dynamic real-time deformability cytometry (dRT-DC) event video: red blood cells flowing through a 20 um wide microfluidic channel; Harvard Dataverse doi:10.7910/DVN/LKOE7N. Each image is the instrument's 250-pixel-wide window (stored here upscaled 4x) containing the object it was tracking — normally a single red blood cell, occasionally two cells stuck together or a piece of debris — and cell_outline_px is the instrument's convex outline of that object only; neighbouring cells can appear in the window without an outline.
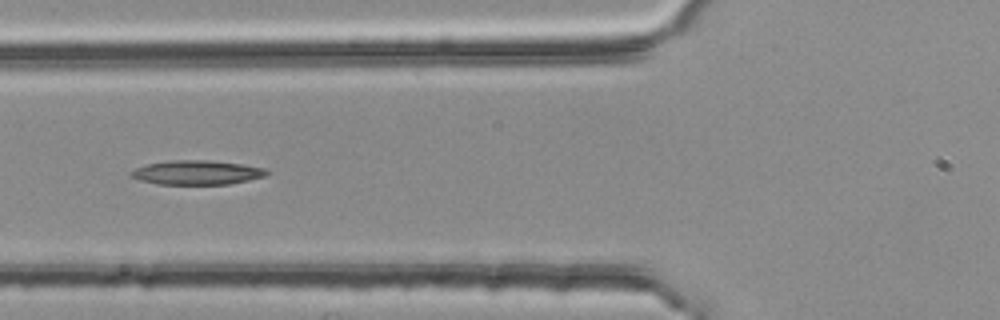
{"species": "common noctule bat (a hibernating species)", "species_latin": "Nyctalus noctula", "temperature_condition": "room temperature", "stored_images_in_passage": 6, "camera_frame_rate_fps": 3000, "um_per_image_px": 0.085, "animal": {"sex": "female", "body_mass_g": 25.1}, "frame": {"image": 1, "passage_image": 5, "time_ms": 1.333, "image_size_px": [1000, 320], "cell_outline_px": [[272, 172], [264, 176], [248, 180], [228, 184], [156, 184], [140, 180], [132, 176], [128, 172], [136, 168], [148, 164], [172, 160], [208, 160], [244, 164], [264, 168]], "centroid_in_image_um": [16.76, 14.66], "position_along_channel_um": 109.0, "area_um2": 19.13}}
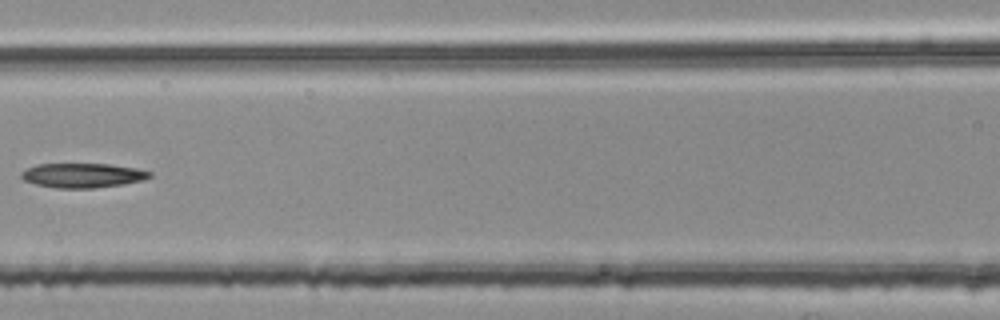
{"frame": {"image": 2, "passage_image": 6, "time_ms": 1.667, "image_size_px": [1000, 320], "cell_outline_px": [[152, 176], [144, 180], [124, 184], [96, 188], [56, 188], [36, 184], [24, 180], [20, 176], [20, 172], [36, 164], [112, 164], [136, 168], [152, 172]], "centroid_in_image_um": [7.05, 14.91], "position_along_channel_um": 159.6, "area_um2": 18.44}}